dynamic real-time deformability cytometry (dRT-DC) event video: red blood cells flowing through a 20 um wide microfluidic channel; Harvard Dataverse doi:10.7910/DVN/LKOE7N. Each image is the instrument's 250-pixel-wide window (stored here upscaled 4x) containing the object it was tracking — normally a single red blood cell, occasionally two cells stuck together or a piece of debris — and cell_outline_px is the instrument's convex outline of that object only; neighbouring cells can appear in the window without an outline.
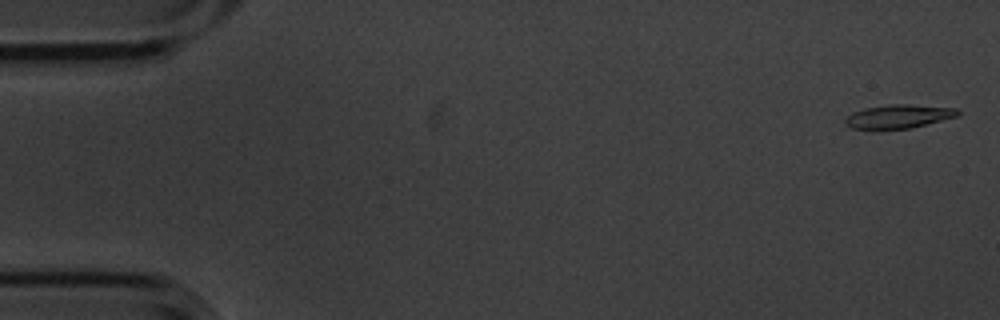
{"species": "common noctule bat (a hibernating species)", "species_latin": "Nyctalus noctula", "temperature_condition": "cold", "stored_images_in_passage": 4, "camera_frame_rate_fps": 3000, "um_per_image_px": 0.085, "animal": {"sex": "male", "body_mass_g": 20.1, "forearm_length_mm": 53.5}, "frame": {"image": 1, "passage_image": 1, "time_ms": 0.0, "image_size_px": [1000, 320], "cell_outline_px": [[960, 116], [912, 128], [880, 132], [872, 132], [852, 128], [844, 124], [844, 120], [852, 112], [864, 108], [888, 104], [908, 104], [956, 108], [960, 112]], "centroid_in_image_um": [76.32, 9.95], "position_along_channel_um": 8.7, "area_um2": 16.47}}
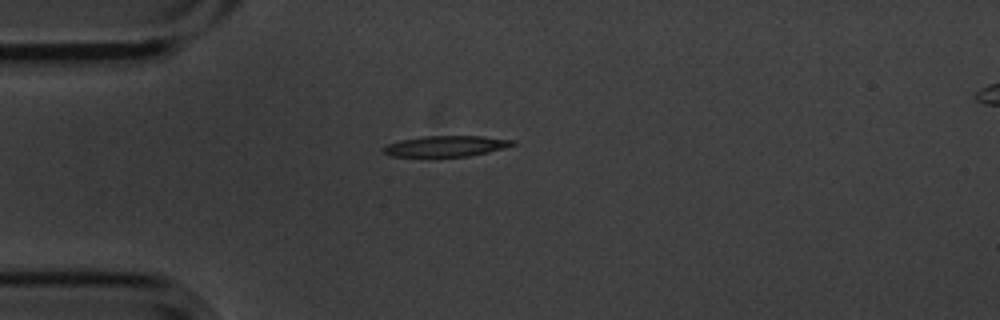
{"frame": {"image": 2, "passage_image": 4, "time_ms": 1.0, "image_size_px": [1000, 320], "cell_outline_px": [[516, 144], [504, 148], [488, 152], [468, 156], [392, 156], [384, 152], [384, 148], [388, 144], [400, 140], [424, 136], [484, 136], [516, 140]], "centroid_in_image_um": [37.98, 12.41], "position_along_channel_um": 47.0, "area_um2": 15.49}}